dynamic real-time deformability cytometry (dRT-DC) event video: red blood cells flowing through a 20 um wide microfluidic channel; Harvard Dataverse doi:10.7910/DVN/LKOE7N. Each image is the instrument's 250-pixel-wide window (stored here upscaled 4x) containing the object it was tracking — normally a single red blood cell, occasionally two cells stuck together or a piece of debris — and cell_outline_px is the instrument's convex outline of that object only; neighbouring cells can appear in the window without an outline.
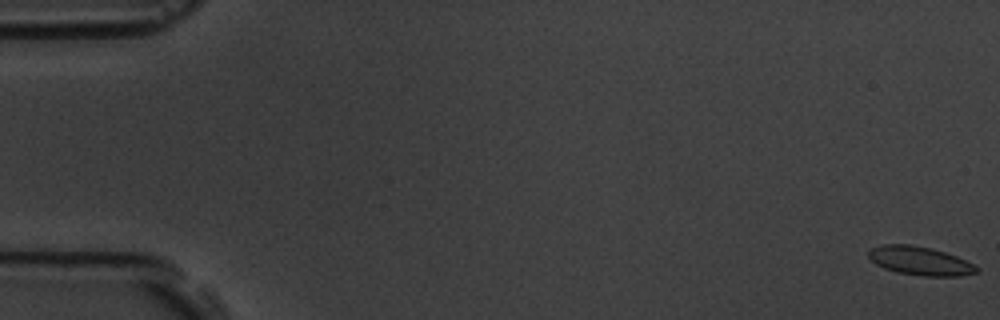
{"species": "common noctule bat (a hibernating species)", "species_latin": "Nyctalus noctula", "temperature_condition": "room temperature", "stored_images_in_passage": 6, "camera_frame_rate_fps": 3000, "um_per_image_px": 0.085, "animal": {"sex": "male", "body_mass_g": 19.5, "forearm_length_mm": 54.6}, "frame": {"image": 1, "passage_image": 1, "time_ms": 0.0, "image_size_px": [1000, 320], "cell_outline_px": [[980, 272], [960, 276], [924, 276], [896, 272], [884, 268], [876, 264], [868, 256], [868, 252], [872, 248], [880, 244], [908, 244], [932, 248], [956, 256], [980, 268]], "centroid_in_image_um": [78.2, 22.17], "position_along_channel_um": 6.8, "area_um2": 18.03}}
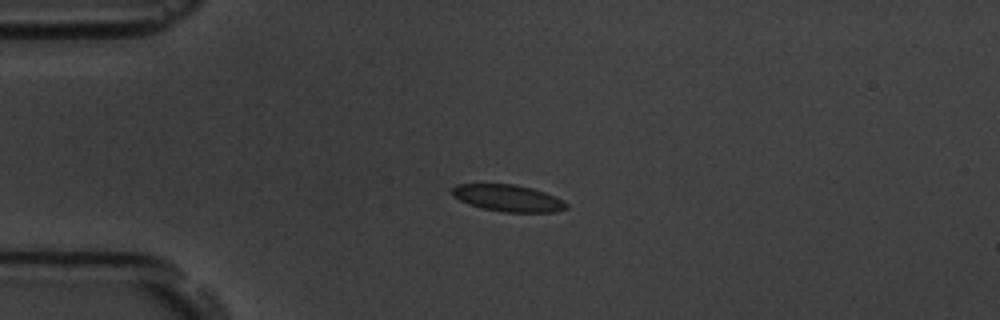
{"frame": {"image": 2, "passage_image": 5, "time_ms": 4.667, "image_size_px": [1000, 320], "cell_outline_px": [[568, 208], [556, 212], [504, 212], [480, 208], [468, 204], [452, 196], [452, 188], [456, 184], [512, 184], [532, 188], [544, 192], [568, 204]], "centroid_in_image_um": [43.14, 16.84], "position_along_channel_um": 41.9, "area_um2": 17.74}}